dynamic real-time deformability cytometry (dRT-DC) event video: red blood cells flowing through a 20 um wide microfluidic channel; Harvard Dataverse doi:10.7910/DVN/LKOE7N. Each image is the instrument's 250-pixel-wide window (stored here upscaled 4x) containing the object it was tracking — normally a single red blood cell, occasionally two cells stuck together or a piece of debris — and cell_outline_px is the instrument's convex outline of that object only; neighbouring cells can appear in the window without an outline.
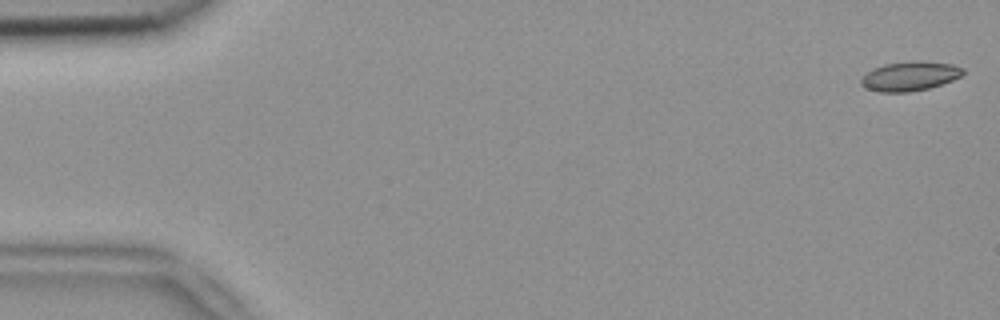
{"species": "common noctule bat (a hibernating species)", "species_latin": "Nyctalus noctula", "temperature_condition": "room temperature", "stored_images_in_passage": 4, "camera_frame_rate_fps": 3000, "um_per_image_px": 0.085, "animal": {"sex": "female", "body_mass_g": 18.4}, "frame": {"image": 1, "passage_image": 1, "time_ms": 0.0, "image_size_px": [1000, 320], "cell_outline_px": [[964, 72], [960, 76], [952, 80], [928, 88], [908, 92], [880, 92], [868, 88], [860, 84], [860, 80], [872, 68], [884, 64], [916, 60], [952, 64], [964, 68]], "centroid_in_image_um": [77.33, 6.46], "position_along_channel_um": 7.7, "area_um2": 17.28}}
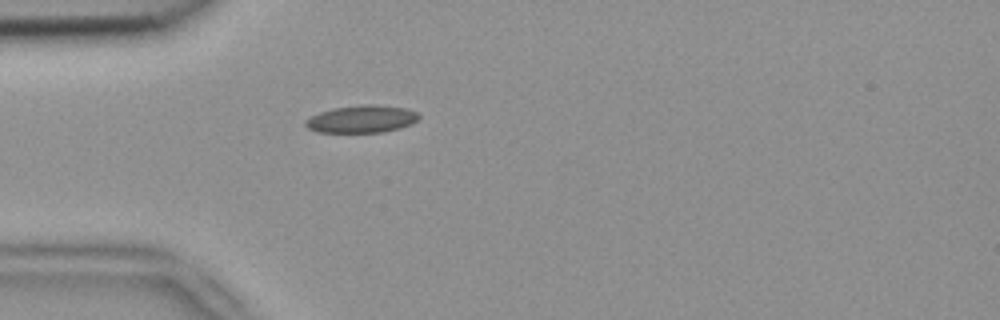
{"frame": {"image": 2, "passage_image": 4, "time_ms": 1.0, "image_size_px": [1000, 320], "cell_outline_px": [[420, 116], [412, 124], [400, 128], [384, 132], [316, 132], [308, 128], [304, 124], [304, 120], [320, 112], [332, 108], [364, 104], [372, 104], [408, 108], [416, 112]], "centroid_in_image_um": [30.74, 10.11], "position_along_channel_um": 54.3, "area_um2": 18.21}}